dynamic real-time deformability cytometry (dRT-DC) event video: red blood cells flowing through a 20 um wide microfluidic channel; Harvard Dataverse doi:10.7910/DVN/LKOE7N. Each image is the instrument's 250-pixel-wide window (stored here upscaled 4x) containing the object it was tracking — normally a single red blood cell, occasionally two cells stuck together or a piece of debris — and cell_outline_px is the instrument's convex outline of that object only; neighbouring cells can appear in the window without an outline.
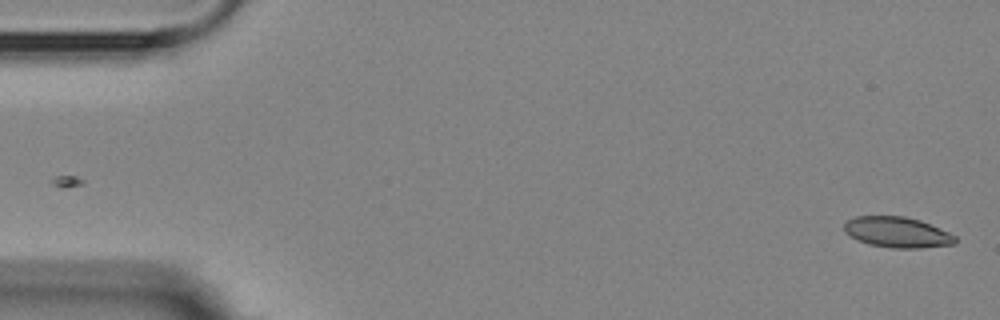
{"species": "Egyptian fruit bat (a non-hibernating species)", "species_latin": "Rousettus aegyptiacus", "temperature_condition": "room temperature", "stored_images_in_passage": 2, "camera_frame_rate_fps": 3000, "um_per_image_px": 0.085, "animal": {"sex": "female"}, "frame": {"image": 1, "passage_image": 2, "time_ms": 2.0, "image_size_px": [1000, 320], "cell_outline_px": [[956, 244], [920, 248], [892, 248], [868, 244], [844, 232], [844, 224], [848, 220], [856, 216], [904, 216], [920, 220], [948, 232], [956, 236]], "centroid_in_image_um": [76.28, 19.74], "position_along_channel_um": 8.7, "area_um2": 19.71}}